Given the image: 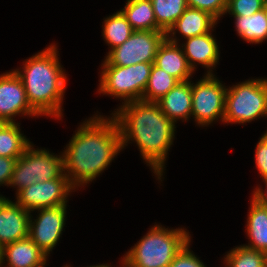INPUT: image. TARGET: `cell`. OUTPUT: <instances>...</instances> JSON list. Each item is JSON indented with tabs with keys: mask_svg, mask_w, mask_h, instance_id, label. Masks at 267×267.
<instances>
[{
	"mask_svg": "<svg viewBox=\"0 0 267 267\" xmlns=\"http://www.w3.org/2000/svg\"><path fill=\"white\" fill-rule=\"evenodd\" d=\"M190 8L210 13L217 20L226 14L228 0H186Z\"/></svg>",
	"mask_w": 267,
	"mask_h": 267,
	"instance_id": "83f0119b",
	"label": "cell"
},
{
	"mask_svg": "<svg viewBox=\"0 0 267 267\" xmlns=\"http://www.w3.org/2000/svg\"><path fill=\"white\" fill-rule=\"evenodd\" d=\"M118 125L122 148L135 140L142 158L161 180L168 149L175 137V123L161 110L157 102H128L113 114Z\"/></svg>",
	"mask_w": 267,
	"mask_h": 267,
	"instance_id": "7a4b0ae2",
	"label": "cell"
},
{
	"mask_svg": "<svg viewBox=\"0 0 267 267\" xmlns=\"http://www.w3.org/2000/svg\"><path fill=\"white\" fill-rule=\"evenodd\" d=\"M47 255L28 237L5 245L0 250V267H44ZM6 259V260H5Z\"/></svg>",
	"mask_w": 267,
	"mask_h": 267,
	"instance_id": "5bb4252c",
	"label": "cell"
},
{
	"mask_svg": "<svg viewBox=\"0 0 267 267\" xmlns=\"http://www.w3.org/2000/svg\"><path fill=\"white\" fill-rule=\"evenodd\" d=\"M56 45L26 59L23 70H14L21 78L30 106L39 114L62 116L66 74L58 61Z\"/></svg>",
	"mask_w": 267,
	"mask_h": 267,
	"instance_id": "3957f363",
	"label": "cell"
},
{
	"mask_svg": "<svg viewBox=\"0 0 267 267\" xmlns=\"http://www.w3.org/2000/svg\"><path fill=\"white\" fill-rule=\"evenodd\" d=\"M64 267H68V266H64ZM89 267H111V266H109L107 264H104V265L102 264V265H97V266L93 265V266H89Z\"/></svg>",
	"mask_w": 267,
	"mask_h": 267,
	"instance_id": "d6a6232c",
	"label": "cell"
},
{
	"mask_svg": "<svg viewBox=\"0 0 267 267\" xmlns=\"http://www.w3.org/2000/svg\"><path fill=\"white\" fill-rule=\"evenodd\" d=\"M121 12L134 31H162L156 23L151 0H127Z\"/></svg>",
	"mask_w": 267,
	"mask_h": 267,
	"instance_id": "d6986e66",
	"label": "cell"
},
{
	"mask_svg": "<svg viewBox=\"0 0 267 267\" xmlns=\"http://www.w3.org/2000/svg\"><path fill=\"white\" fill-rule=\"evenodd\" d=\"M250 205L246 225L250 244L244 246L267 254V207L253 199Z\"/></svg>",
	"mask_w": 267,
	"mask_h": 267,
	"instance_id": "ffe728a7",
	"label": "cell"
},
{
	"mask_svg": "<svg viewBox=\"0 0 267 267\" xmlns=\"http://www.w3.org/2000/svg\"><path fill=\"white\" fill-rule=\"evenodd\" d=\"M189 245L190 242L182 248L168 267H206L203 262L191 252V249L189 250Z\"/></svg>",
	"mask_w": 267,
	"mask_h": 267,
	"instance_id": "f1b7e54d",
	"label": "cell"
},
{
	"mask_svg": "<svg viewBox=\"0 0 267 267\" xmlns=\"http://www.w3.org/2000/svg\"><path fill=\"white\" fill-rule=\"evenodd\" d=\"M30 214L9 199L0 205V249L29 237Z\"/></svg>",
	"mask_w": 267,
	"mask_h": 267,
	"instance_id": "4fadbf2b",
	"label": "cell"
},
{
	"mask_svg": "<svg viewBox=\"0 0 267 267\" xmlns=\"http://www.w3.org/2000/svg\"><path fill=\"white\" fill-rule=\"evenodd\" d=\"M217 21L215 17L206 11L188 7L166 33V39L170 42L178 43V40L173 38L177 30L185 39L209 33L213 30Z\"/></svg>",
	"mask_w": 267,
	"mask_h": 267,
	"instance_id": "2e32d148",
	"label": "cell"
},
{
	"mask_svg": "<svg viewBox=\"0 0 267 267\" xmlns=\"http://www.w3.org/2000/svg\"><path fill=\"white\" fill-rule=\"evenodd\" d=\"M123 267H128L123 261H121Z\"/></svg>",
	"mask_w": 267,
	"mask_h": 267,
	"instance_id": "e575fe53",
	"label": "cell"
},
{
	"mask_svg": "<svg viewBox=\"0 0 267 267\" xmlns=\"http://www.w3.org/2000/svg\"><path fill=\"white\" fill-rule=\"evenodd\" d=\"M16 122H0V156L18 159L31 144Z\"/></svg>",
	"mask_w": 267,
	"mask_h": 267,
	"instance_id": "7402d4cb",
	"label": "cell"
},
{
	"mask_svg": "<svg viewBox=\"0 0 267 267\" xmlns=\"http://www.w3.org/2000/svg\"><path fill=\"white\" fill-rule=\"evenodd\" d=\"M235 18V29L238 36L245 41L259 44L266 40L267 35V5L252 16Z\"/></svg>",
	"mask_w": 267,
	"mask_h": 267,
	"instance_id": "44dd1931",
	"label": "cell"
},
{
	"mask_svg": "<svg viewBox=\"0 0 267 267\" xmlns=\"http://www.w3.org/2000/svg\"><path fill=\"white\" fill-rule=\"evenodd\" d=\"M64 173L62 156L52 155L46 149H34L30 144L16 159L9 186L17 192L33 183L59 178Z\"/></svg>",
	"mask_w": 267,
	"mask_h": 267,
	"instance_id": "52a82bcc",
	"label": "cell"
},
{
	"mask_svg": "<svg viewBox=\"0 0 267 267\" xmlns=\"http://www.w3.org/2000/svg\"><path fill=\"white\" fill-rule=\"evenodd\" d=\"M155 225L135 244L122 261L128 267H168L182 248L190 242L189 232Z\"/></svg>",
	"mask_w": 267,
	"mask_h": 267,
	"instance_id": "277c9868",
	"label": "cell"
},
{
	"mask_svg": "<svg viewBox=\"0 0 267 267\" xmlns=\"http://www.w3.org/2000/svg\"><path fill=\"white\" fill-rule=\"evenodd\" d=\"M179 82L178 79L153 63L148 83L141 100L145 102H157Z\"/></svg>",
	"mask_w": 267,
	"mask_h": 267,
	"instance_id": "603a6c76",
	"label": "cell"
},
{
	"mask_svg": "<svg viewBox=\"0 0 267 267\" xmlns=\"http://www.w3.org/2000/svg\"><path fill=\"white\" fill-rule=\"evenodd\" d=\"M153 63L130 66L102 65L99 92L121 98L122 103L142 99Z\"/></svg>",
	"mask_w": 267,
	"mask_h": 267,
	"instance_id": "8992f818",
	"label": "cell"
},
{
	"mask_svg": "<svg viewBox=\"0 0 267 267\" xmlns=\"http://www.w3.org/2000/svg\"><path fill=\"white\" fill-rule=\"evenodd\" d=\"M178 43L165 39L159 46L154 64L172 75L180 82H185L192 76L193 70L188 64L186 56Z\"/></svg>",
	"mask_w": 267,
	"mask_h": 267,
	"instance_id": "ac0fdd59",
	"label": "cell"
},
{
	"mask_svg": "<svg viewBox=\"0 0 267 267\" xmlns=\"http://www.w3.org/2000/svg\"><path fill=\"white\" fill-rule=\"evenodd\" d=\"M6 200V198L3 196H0V205Z\"/></svg>",
	"mask_w": 267,
	"mask_h": 267,
	"instance_id": "836d02e7",
	"label": "cell"
},
{
	"mask_svg": "<svg viewBox=\"0 0 267 267\" xmlns=\"http://www.w3.org/2000/svg\"><path fill=\"white\" fill-rule=\"evenodd\" d=\"M19 113L39 116L27 100L21 78L12 70L0 75V122L14 123Z\"/></svg>",
	"mask_w": 267,
	"mask_h": 267,
	"instance_id": "7c38bea8",
	"label": "cell"
},
{
	"mask_svg": "<svg viewBox=\"0 0 267 267\" xmlns=\"http://www.w3.org/2000/svg\"><path fill=\"white\" fill-rule=\"evenodd\" d=\"M267 5V0H228L227 12L233 17L252 16Z\"/></svg>",
	"mask_w": 267,
	"mask_h": 267,
	"instance_id": "4316f807",
	"label": "cell"
},
{
	"mask_svg": "<svg viewBox=\"0 0 267 267\" xmlns=\"http://www.w3.org/2000/svg\"><path fill=\"white\" fill-rule=\"evenodd\" d=\"M192 83V112L195 121L206 126L215 120H224L227 88L215 75H205L196 84Z\"/></svg>",
	"mask_w": 267,
	"mask_h": 267,
	"instance_id": "9c48e42d",
	"label": "cell"
},
{
	"mask_svg": "<svg viewBox=\"0 0 267 267\" xmlns=\"http://www.w3.org/2000/svg\"><path fill=\"white\" fill-rule=\"evenodd\" d=\"M186 43L182 44V50L188 61L189 66L195 71L197 63L207 69V75H213V67L219 62V47L212 33H205L195 37L187 38ZM211 68V69H210Z\"/></svg>",
	"mask_w": 267,
	"mask_h": 267,
	"instance_id": "9a60e30c",
	"label": "cell"
},
{
	"mask_svg": "<svg viewBox=\"0 0 267 267\" xmlns=\"http://www.w3.org/2000/svg\"><path fill=\"white\" fill-rule=\"evenodd\" d=\"M165 39L163 31H134L123 44L109 51L102 64L130 66L154 63L158 48Z\"/></svg>",
	"mask_w": 267,
	"mask_h": 267,
	"instance_id": "ba28073f",
	"label": "cell"
},
{
	"mask_svg": "<svg viewBox=\"0 0 267 267\" xmlns=\"http://www.w3.org/2000/svg\"><path fill=\"white\" fill-rule=\"evenodd\" d=\"M73 189L76 188L63 173L59 178L33 183L16 192L15 203L30 213L47 207L67 205L66 199Z\"/></svg>",
	"mask_w": 267,
	"mask_h": 267,
	"instance_id": "30bf717a",
	"label": "cell"
},
{
	"mask_svg": "<svg viewBox=\"0 0 267 267\" xmlns=\"http://www.w3.org/2000/svg\"><path fill=\"white\" fill-rule=\"evenodd\" d=\"M255 163L262 179H267V131L256 146Z\"/></svg>",
	"mask_w": 267,
	"mask_h": 267,
	"instance_id": "f546056e",
	"label": "cell"
},
{
	"mask_svg": "<svg viewBox=\"0 0 267 267\" xmlns=\"http://www.w3.org/2000/svg\"><path fill=\"white\" fill-rule=\"evenodd\" d=\"M39 216L29 218V238L48 256L56 246L65 225L66 205L38 209Z\"/></svg>",
	"mask_w": 267,
	"mask_h": 267,
	"instance_id": "8fae6325",
	"label": "cell"
},
{
	"mask_svg": "<svg viewBox=\"0 0 267 267\" xmlns=\"http://www.w3.org/2000/svg\"><path fill=\"white\" fill-rule=\"evenodd\" d=\"M156 23L167 33L188 8L186 0H151Z\"/></svg>",
	"mask_w": 267,
	"mask_h": 267,
	"instance_id": "cb8c5ba5",
	"label": "cell"
},
{
	"mask_svg": "<svg viewBox=\"0 0 267 267\" xmlns=\"http://www.w3.org/2000/svg\"><path fill=\"white\" fill-rule=\"evenodd\" d=\"M157 103L162 112L174 123L178 119L188 120L192 112V83L191 81L179 82Z\"/></svg>",
	"mask_w": 267,
	"mask_h": 267,
	"instance_id": "e0dca14e",
	"label": "cell"
},
{
	"mask_svg": "<svg viewBox=\"0 0 267 267\" xmlns=\"http://www.w3.org/2000/svg\"><path fill=\"white\" fill-rule=\"evenodd\" d=\"M225 258L228 267H267V254L244 245L233 248Z\"/></svg>",
	"mask_w": 267,
	"mask_h": 267,
	"instance_id": "484cf974",
	"label": "cell"
},
{
	"mask_svg": "<svg viewBox=\"0 0 267 267\" xmlns=\"http://www.w3.org/2000/svg\"><path fill=\"white\" fill-rule=\"evenodd\" d=\"M16 159L0 156V185L9 186Z\"/></svg>",
	"mask_w": 267,
	"mask_h": 267,
	"instance_id": "4dcf8cb0",
	"label": "cell"
},
{
	"mask_svg": "<svg viewBox=\"0 0 267 267\" xmlns=\"http://www.w3.org/2000/svg\"><path fill=\"white\" fill-rule=\"evenodd\" d=\"M79 127L62 153L64 174L74 187L93 181L123 149L113 116L96 115Z\"/></svg>",
	"mask_w": 267,
	"mask_h": 267,
	"instance_id": "6da1fadb",
	"label": "cell"
},
{
	"mask_svg": "<svg viewBox=\"0 0 267 267\" xmlns=\"http://www.w3.org/2000/svg\"><path fill=\"white\" fill-rule=\"evenodd\" d=\"M263 182L266 184L267 187V179H264ZM252 199L256 201L259 205L267 207V188L264 191L260 187H257L256 190L253 192Z\"/></svg>",
	"mask_w": 267,
	"mask_h": 267,
	"instance_id": "1f68e13d",
	"label": "cell"
},
{
	"mask_svg": "<svg viewBox=\"0 0 267 267\" xmlns=\"http://www.w3.org/2000/svg\"><path fill=\"white\" fill-rule=\"evenodd\" d=\"M103 23V38L111 47L110 51L123 44L134 32L121 11L110 15Z\"/></svg>",
	"mask_w": 267,
	"mask_h": 267,
	"instance_id": "d4e9b609",
	"label": "cell"
},
{
	"mask_svg": "<svg viewBox=\"0 0 267 267\" xmlns=\"http://www.w3.org/2000/svg\"><path fill=\"white\" fill-rule=\"evenodd\" d=\"M267 116V79H251L227 88L225 123H246Z\"/></svg>",
	"mask_w": 267,
	"mask_h": 267,
	"instance_id": "5b68a950",
	"label": "cell"
}]
</instances>
